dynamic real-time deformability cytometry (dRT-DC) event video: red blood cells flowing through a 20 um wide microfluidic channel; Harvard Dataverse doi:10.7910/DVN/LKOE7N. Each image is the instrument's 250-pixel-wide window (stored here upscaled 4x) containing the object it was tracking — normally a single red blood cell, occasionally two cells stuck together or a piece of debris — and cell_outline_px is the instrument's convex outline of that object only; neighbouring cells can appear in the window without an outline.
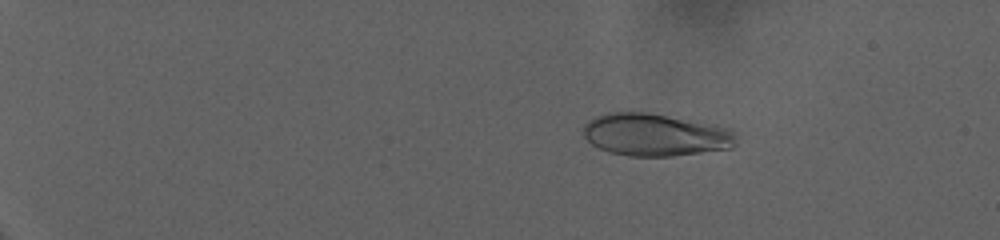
{"species": "human", "species_latin": "Homo sapiens", "temperature_condition": "warm", "stored_images_in_passage": 33, "camera_frame_rate_fps": 3000, "um_per_image_px": 0.085, "donor": {"sex": "female"}, "frame": {"image": 1, "passage_image": 16, "time_ms": 5.0, "image_size_px": [1000, 240], "cell_outline_px": [[736, 132], [732, 148], [672, 156], [628, 156], [608, 152], [592, 144], [584, 136], [584, 124], [588, 120], [596, 116], [608, 112], [644, 112], [732, 128]], "centroid_in_image_um": [55.68, 11.46], "position_along_channel_um": 29.3, "area_um2": 37.57}}
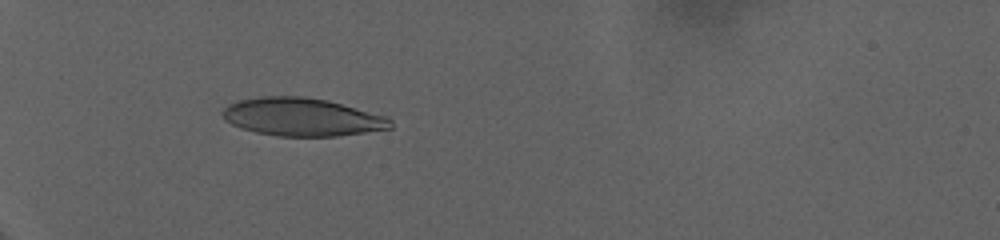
{"frame": {"image": 2, "passage_image": 30, "time_ms": 9.667, "image_size_px": [1000, 240], "cell_outline_px": [[392, 128], [336, 136], [276, 136], [256, 132], [240, 128], [224, 120], [220, 112], [228, 104], [236, 100], [260, 96], [304, 96], [328, 100], [388, 116], [392, 120]], "centroid_in_image_um": [25.64, 9.93], "position_along_channel_um": 59.4, "area_um2": 37.57}}